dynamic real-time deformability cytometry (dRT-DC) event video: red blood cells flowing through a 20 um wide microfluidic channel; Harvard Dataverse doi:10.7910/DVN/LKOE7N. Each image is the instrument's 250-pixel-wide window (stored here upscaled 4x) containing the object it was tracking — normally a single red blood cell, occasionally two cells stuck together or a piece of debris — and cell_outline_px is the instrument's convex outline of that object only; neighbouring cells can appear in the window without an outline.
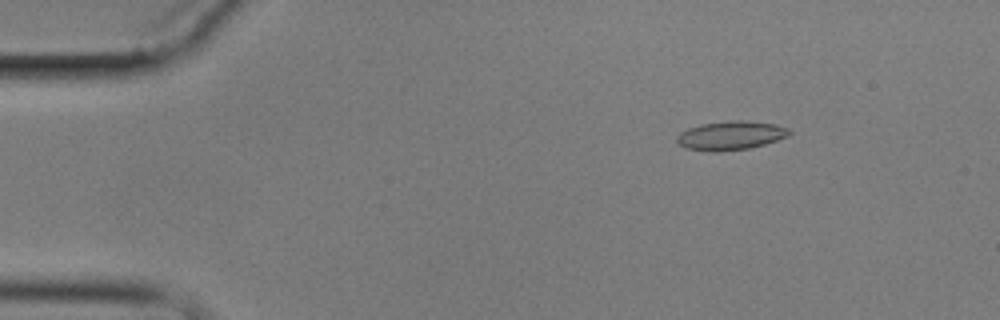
{"species": "common noctule bat (a hibernating species)", "species_latin": "Nyctalus noctula", "temperature_condition": "cold", "stored_images_in_passage": 15, "camera_frame_rate_fps": 3000, "um_per_image_px": 0.085, "animal": {"sex": "male", "body_mass_g": 17.9}, "frame": {"image": 1, "passage_image": 3, "time_ms": 2.333, "image_size_px": [1000, 320], "cell_outline_px": [[792, 132], [788, 136], [764, 144], [748, 148], [720, 152], [712, 152], [684, 148], [676, 140], [676, 136], [680, 132], [688, 128], [700, 124], [728, 120], [740, 120], [776, 124], [788, 128]], "centroid_in_image_um": [62.08, 11.51], "position_along_channel_um": 22.9, "area_um2": 19.02}}
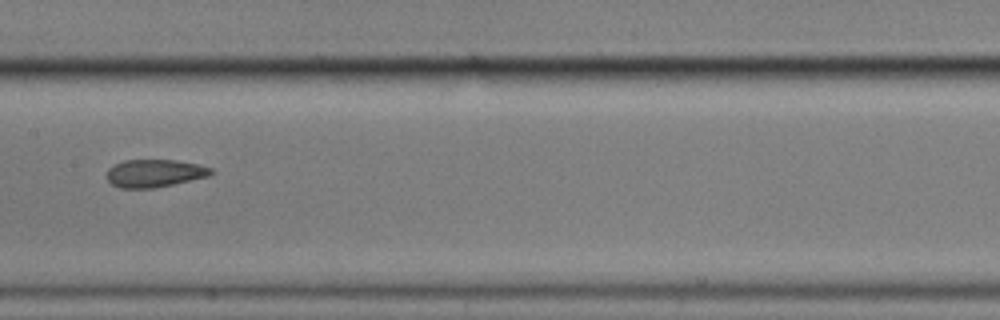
{"frame": {"image": 2, "passage_image": 8, "time_ms": 9.333, "image_size_px": [1000, 320], "cell_outline_px": [[216, 172], [208, 176], [172, 184], [152, 188], [120, 188], [112, 184], [108, 180], [108, 168], [124, 160], [176, 160], [200, 164], [212, 168]], "centroid_in_image_um": [13.17, 14.71], "position_along_channel_um": 194.2, "area_um2": 16.76}}
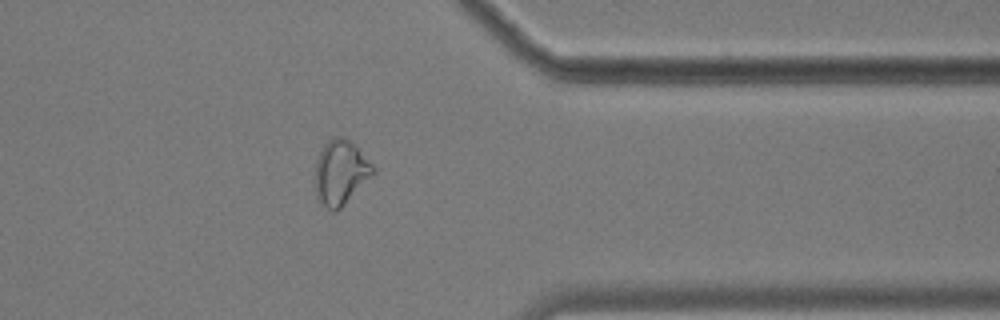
{"frame": {"image": 3, "passage_image": 13, "time_ms": 15.0, "image_size_px": [1000, 320], "cell_outline_px": [[376, 172], [336, 212], [332, 212], [316, 196], [316, 160], [324, 144], [332, 136], [344, 136], [376, 168]], "centroid_in_image_um": [28.95, 14.65], "position_along_channel_um": 382.5, "area_um2": 21.39}, "authors_computed_cell_mechanics": {"area_um2": 18.0914, "velocity_mm_per_s": 3.4907, "shape_relaxation_time_tau1_ms": null, "shape_relaxation_time_tau2_ms": 1.7197, "deformation_change_tau1": null, "deformation_change_tau2": 0.0554}}